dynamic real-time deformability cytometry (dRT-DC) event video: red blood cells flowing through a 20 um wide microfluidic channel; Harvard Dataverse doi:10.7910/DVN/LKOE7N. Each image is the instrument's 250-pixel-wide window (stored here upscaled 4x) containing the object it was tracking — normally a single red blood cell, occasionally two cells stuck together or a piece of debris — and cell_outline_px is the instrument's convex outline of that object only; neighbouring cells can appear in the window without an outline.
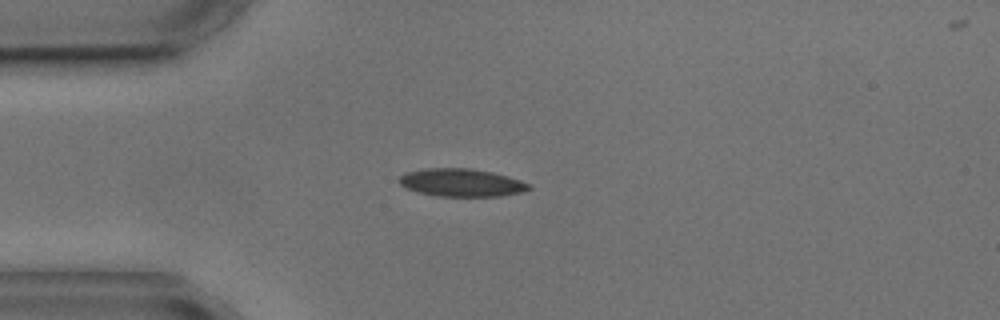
{"species": "common noctule bat (a hibernating species)", "species_latin": "Nyctalus noctula", "temperature_condition": "cold", "stored_images_in_passage": 1, "camera_frame_rate_fps": 3000, "um_per_image_px": 0.085, "animal": {"sex": "male", "body_mass_g": 17.9, "forearm_length_mm": 54.2}, "frame": {"image": 1, "passage_image": 1, "time_ms": 0.0, "image_size_px": [1000, 320], "cell_outline_px": [[532, 188], [524, 192], [500, 196], [440, 196], [416, 192], [404, 188], [396, 180], [404, 172], [424, 168], [472, 168], [492, 172], [508, 176], [532, 184]], "centroid_in_image_um": [39.21, 15.52], "position_along_channel_um": 45.8, "area_um2": 21.44}}